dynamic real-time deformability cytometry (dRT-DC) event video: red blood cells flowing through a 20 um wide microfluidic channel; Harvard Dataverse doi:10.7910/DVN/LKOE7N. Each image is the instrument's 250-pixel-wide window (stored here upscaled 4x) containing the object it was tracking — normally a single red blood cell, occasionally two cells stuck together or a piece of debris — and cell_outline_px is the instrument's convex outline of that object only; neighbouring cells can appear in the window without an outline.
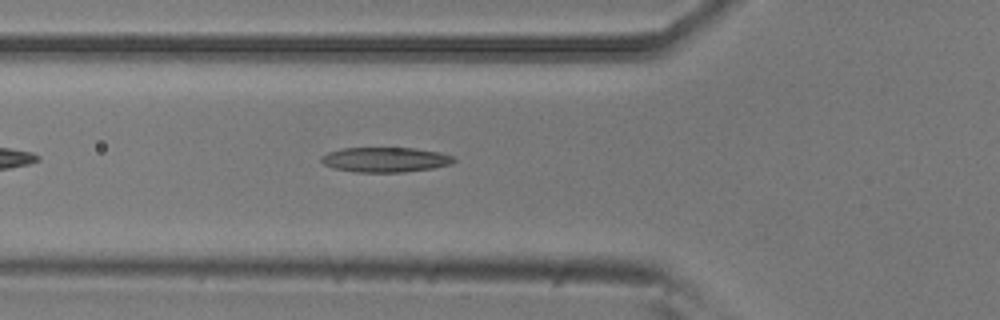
{"species": "common noctule bat (a hibernating species)", "species_latin": "Nyctalus noctula", "temperature_condition": "room temperature", "stored_images_in_passage": 19, "camera_frame_rate_fps": 3000, "um_per_image_px": 0.085, "animal": {"sex": "male", "body_mass_g": 20.5, "forearm_length_mm": 52.5}, "frame": {"image": 1, "passage_image": 7, "time_ms": 2.0, "image_size_px": [1000, 320], "cell_outline_px": [[456, 160], [452, 164], [432, 168], [404, 172], [356, 172], [336, 168], [324, 164], [320, 160], [320, 156], [328, 152], [344, 148], [416, 148], [440, 152], [452, 156]], "centroid_in_image_um": [32.77, 13.57], "position_along_channel_um": 93.0, "area_um2": 19.19}}
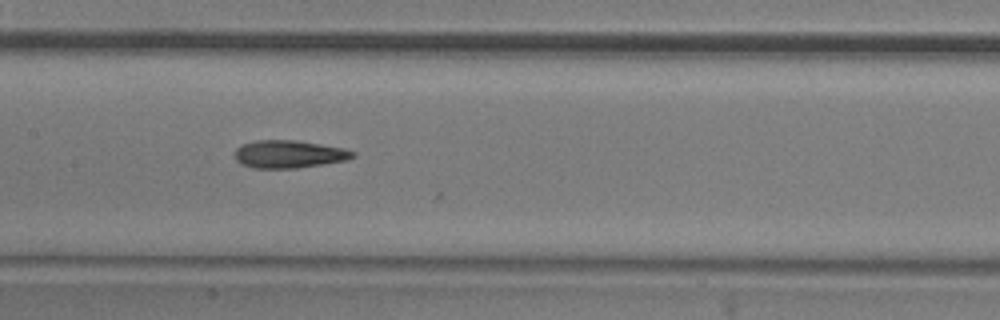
{"frame": {"image": 2, "passage_image": 14, "time_ms": 4.333, "image_size_px": [1000, 320], "cell_outline_px": [[356, 156], [348, 160], [324, 164], [296, 168], [252, 168], [240, 164], [236, 160], [236, 148], [240, 144], [256, 140], [296, 140], [344, 148], [356, 152]], "centroid_in_image_um": [24.57, 13.1], "position_along_channel_um": 182.8, "area_um2": 19.25}}
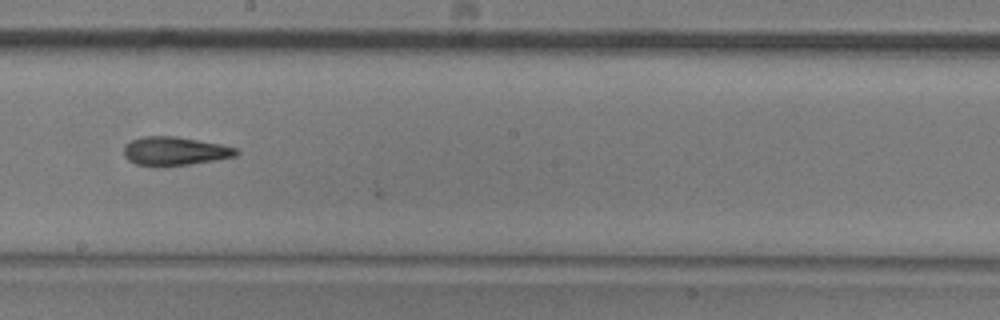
{"frame": {"image": 3, "passage_image": 18, "time_ms": 5.667, "image_size_px": [1000, 320], "cell_outline_px": [[240, 152], [236, 156], [216, 160], [164, 168], [160, 168], [136, 164], [128, 160], [124, 156], [124, 144], [140, 136], [176, 136], [220, 144], [236, 148]], "centroid_in_image_um": [14.82, 12.86], "position_along_channel_um": 233.4, "area_um2": 19.19}}